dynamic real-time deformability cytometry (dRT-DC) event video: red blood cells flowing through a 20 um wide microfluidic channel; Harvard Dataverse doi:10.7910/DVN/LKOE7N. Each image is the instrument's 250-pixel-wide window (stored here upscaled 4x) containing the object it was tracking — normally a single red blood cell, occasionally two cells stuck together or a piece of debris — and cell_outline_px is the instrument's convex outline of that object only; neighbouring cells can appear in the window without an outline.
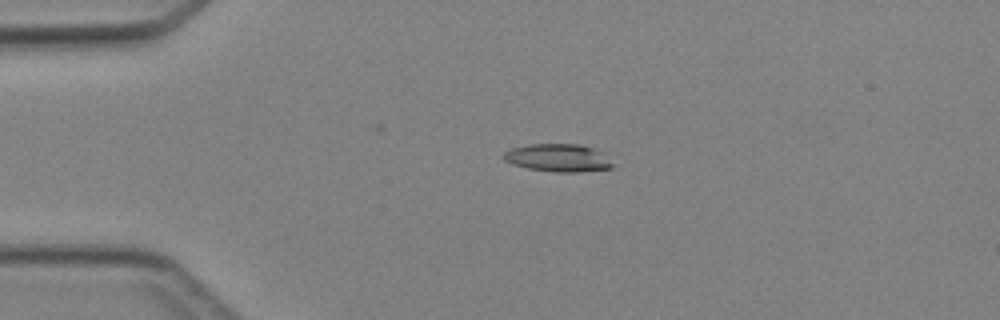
{"species": "Egyptian fruit bat (a non-hibernating species)", "species_latin": "Rousettus aegyptiacus", "temperature_condition": "cold", "stored_images_in_passage": 5, "camera_frame_rate_fps": 3000, "um_per_image_px": 0.085, "animal": {"sex": "female"}, "frame": {"image": 1, "passage_image": 4, "time_ms": 3.667, "image_size_px": [1000, 320], "cell_outline_px": [[616, 164], [612, 168], [580, 172], [556, 172], [528, 168], [512, 164], [504, 160], [504, 152], [512, 148], [528, 144], [580, 144], [592, 148], [600, 152]], "centroid_in_image_um": [47.46, 13.42], "position_along_channel_um": 37.5, "area_um2": 17.63}}